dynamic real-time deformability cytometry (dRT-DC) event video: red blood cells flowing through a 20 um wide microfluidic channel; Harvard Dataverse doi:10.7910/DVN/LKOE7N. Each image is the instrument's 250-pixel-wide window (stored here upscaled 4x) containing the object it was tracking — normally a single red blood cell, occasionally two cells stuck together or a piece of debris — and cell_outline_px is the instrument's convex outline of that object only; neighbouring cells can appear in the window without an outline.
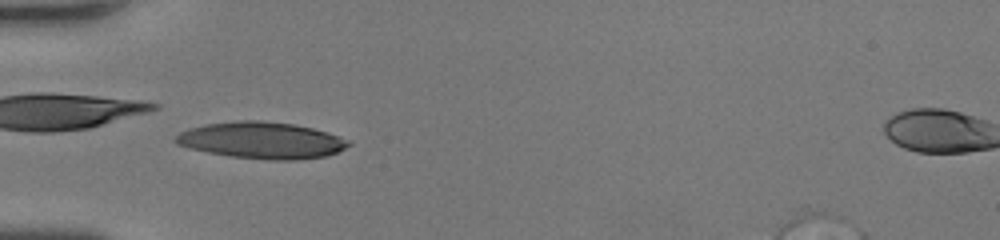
{"species": "human", "species_latin": "Homo sapiens", "temperature_condition": "room temperature", "stored_images_in_passage": 51, "camera_frame_rate_fps": 3000, "um_per_image_px": 0.085, "donor": {"sex": "female"}, "frame": {"image": 1, "passage_image": 19, "time_ms": 6.0, "image_size_px": [1000, 240], "cell_outline_px": [[352, 144], [328, 156], [296, 160], [268, 160], [232, 156], [208, 152], [188, 148], [176, 144], [172, 140], [180, 132], [188, 128], [204, 124], [236, 120], [260, 120], [296, 124], [328, 132], [352, 140]], "centroid_in_image_um": [22.25, 11.92], "position_along_channel_um": 62.7, "area_um2": 37.28}}
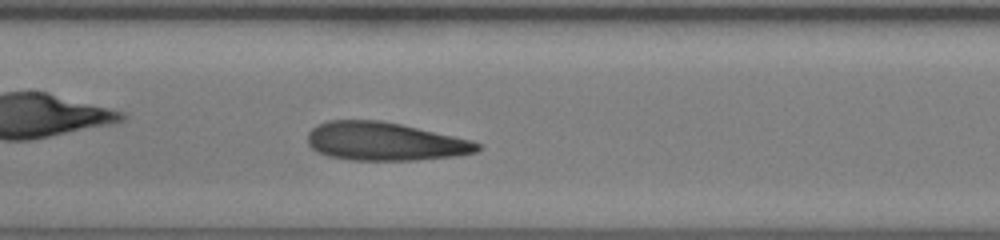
{"frame": {"image": 2, "passage_image": 28, "time_ms": 9.0, "image_size_px": [1000, 240], "cell_outline_px": [[480, 148], [476, 152], [456, 156], [416, 160], [348, 160], [328, 156], [316, 152], [308, 144], [308, 132], [316, 124], [328, 120], [380, 120], [400, 124], [472, 140], [480, 144]], "centroid_in_image_um": [32.67, 12.02], "position_along_channel_um": 174.7, "area_um2": 38.03}}
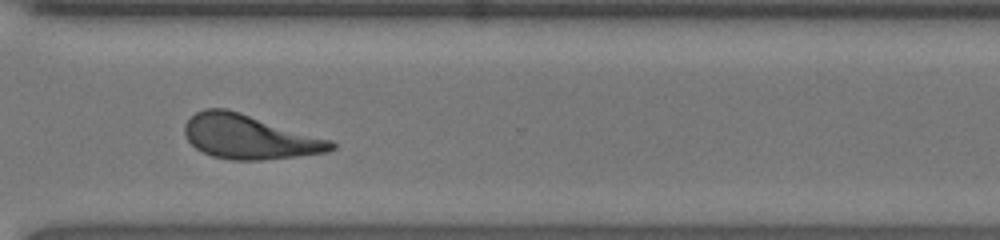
{"frame": {"image": 3, "passage_image": 41, "time_ms": 13.333, "image_size_px": [1000, 240], "cell_outline_px": [[336, 148], [328, 152], [296, 156], [260, 160], [232, 160], [212, 156], [196, 148], [184, 136], [184, 124], [196, 112], [204, 108], [228, 108], [332, 140], [336, 144]], "centroid_in_image_um": [21.19, 11.62], "position_along_channel_um": 349.4, "area_um2": 37.86}, "authors_computed_cell_mechanics": {"area_um2": 37.6856, "velocity_mm_per_s": 4.047, "shape_relaxation_time_tau1_ms": 8.7523, "shape_relaxation_time_tau2_ms": 2.0163, "deformation_change_tau1": 0.2418, "deformation_change_tau2": 0.1071}}